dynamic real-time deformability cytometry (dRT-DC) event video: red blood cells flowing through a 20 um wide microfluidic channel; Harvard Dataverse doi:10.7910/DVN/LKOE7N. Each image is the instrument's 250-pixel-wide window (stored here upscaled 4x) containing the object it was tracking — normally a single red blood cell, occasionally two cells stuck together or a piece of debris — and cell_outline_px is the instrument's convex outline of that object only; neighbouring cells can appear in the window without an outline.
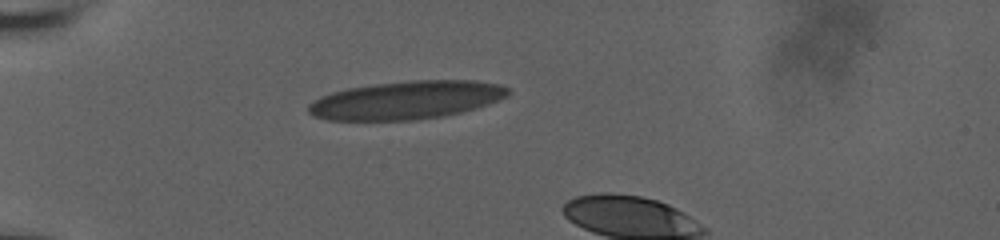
{"species": "human", "species_latin": "Homo sapiens", "temperature_condition": "room temperature", "stored_images_in_passage": 8, "camera_frame_rate_fps": 3000, "um_per_image_px": 0.085, "donor": {"sex": "male"}, "frame": {"image": 1, "passage_image": 1, "time_ms": 0.0, "image_size_px": [1000, 240], "cell_outline_px": [[512, 92], [508, 96], [488, 104], [476, 108], [444, 116], [412, 120], [328, 120], [312, 116], [308, 112], [308, 104], [320, 96], [332, 92], [348, 88], [376, 84], [412, 80], [476, 80], [500, 84], [508, 88]], "centroid_in_image_um": [34.55, 8.5], "position_along_channel_um": 50.4, "area_um2": 44.56}}
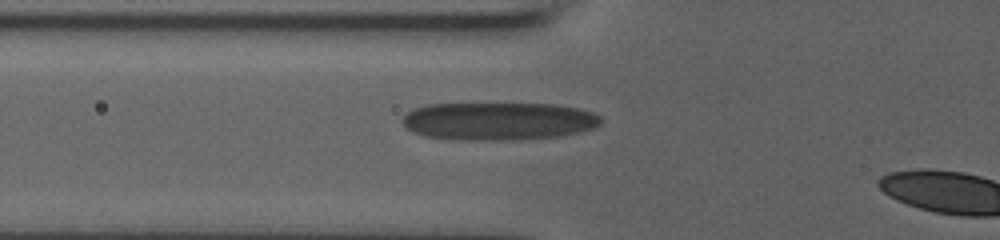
{"frame": {"image": 2, "passage_image": 6, "time_ms": 1.667, "image_size_px": [1000, 240], "cell_outline_px": [[604, 120], [600, 124], [592, 128], [560, 136], [516, 140], [460, 140], [424, 136], [412, 132], [404, 128], [400, 120], [408, 112], [424, 104], [556, 104], [580, 108], [592, 112], [600, 116]], "centroid_in_image_um": [42.34, 10.3], "position_along_channel_um": 83.5, "area_um2": 44.16}}